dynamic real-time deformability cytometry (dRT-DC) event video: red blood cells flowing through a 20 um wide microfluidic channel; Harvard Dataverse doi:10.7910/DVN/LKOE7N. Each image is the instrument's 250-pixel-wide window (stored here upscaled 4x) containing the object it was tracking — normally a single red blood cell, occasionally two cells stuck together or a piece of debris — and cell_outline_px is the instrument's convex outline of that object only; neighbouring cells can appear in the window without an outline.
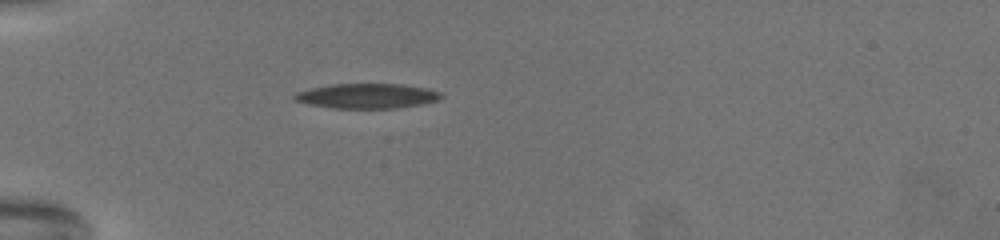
{"species": "common noctule bat (a hibernating species)", "species_latin": "Nyctalus noctula", "temperature_condition": "warm", "stored_images_in_passage": 49, "camera_frame_rate_fps": 3000, "um_per_image_px": 0.085, "animal": {"sex": "female", "body_mass_g": 19.5, "forearm_length_mm": 54.1}, "frame": {"image": 1, "passage_image": 1, "time_ms": 0.0, "image_size_px": [1000, 240], "cell_outline_px": [[444, 96], [436, 100], [420, 104], [396, 108], [332, 108], [312, 104], [296, 100], [292, 96], [296, 92], [312, 88], [332, 84], [400, 84], [424, 88], [440, 92]], "centroid_in_image_um": [31.19, 8.15], "position_along_channel_um": 53.8, "area_um2": 20.87}}
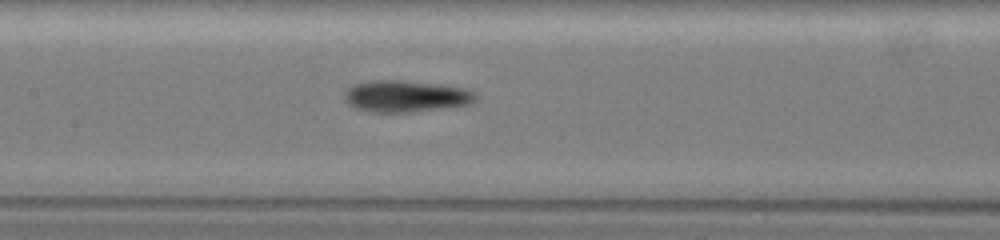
{"frame": {"image": 2, "passage_image": 15, "time_ms": 4.667, "image_size_px": [1000, 240], "cell_outline_px": [[476, 96], [468, 104], [444, 108], [408, 112], [372, 112], [356, 108], [348, 104], [344, 100], [344, 92], [352, 84], [368, 80], [400, 80], [436, 84], [468, 88], [476, 92]], "centroid_in_image_um": [34.44, 8.17], "position_along_channel_um": 173.0, "area_um2": 24.22}}
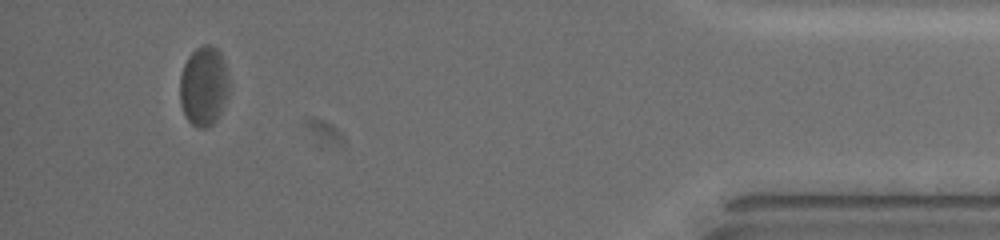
{"frame": {"image": 3, "passage_image": 45, "time_ms": 14.667, "image_size_px": [1000, 240], "cell_outline_px": [[228, 96], [220, 116], [208, 128], [196, 128], [184, 116], [180, 104], [180, 76], [184, 64], [188, 56], [196, 48], [204, 44], [208, 44], [216, 48], [220, 52], [224, 60], [228, 72]], "centroid_in_image_um": [17.32, 7.34], "position_along_channel_um": 417.9, "area_um2": 23.24}, "authors_computed_cell_mechanics": {"area_um2": 23.0622, "velocity_mm_per_s": 3.0058, "shape_relaxation_time_tau1_ms": 6.0554, "shape_relaxation_time_tau2_ms": 2.814, "deformation_change_tau1": 0.1462, "deformation_change_tau2": 0.0858}}